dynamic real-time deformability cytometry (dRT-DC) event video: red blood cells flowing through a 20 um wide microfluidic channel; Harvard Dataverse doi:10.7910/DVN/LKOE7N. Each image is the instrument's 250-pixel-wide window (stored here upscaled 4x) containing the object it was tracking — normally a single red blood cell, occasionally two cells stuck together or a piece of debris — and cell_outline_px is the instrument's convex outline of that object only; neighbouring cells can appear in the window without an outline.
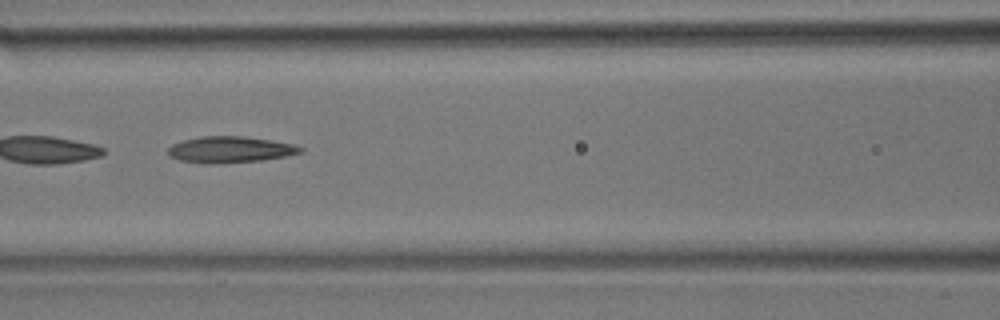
{"species": "common noctule bat (a hibernating species)", "species_latin": "Nyctalus noctula", "temperature_condition": "room temperature", "stored_images_in_passage": 44, "camera_frame_rate_fps": 3000, "um_per_image_px": 0.085, "animal": {"sex": "male", "body_mass_g": 17.9}, "frame": {"image": 1, "passage_image": 19, "time_ms": 6.0, "image_size_px": [1000, 320], "cell_outline_px": [[304, 152], [288, 156], [260, 160], [216, 164], [212, 164], [180, 160], [168, 156], [168, 148], [172, 144], [184, 140], [200, 136], [244, 136], [296, 144], [304, 148]], "centroid_in_image_um": [19.6, 12.71], "position_along_channel_um": 147.0, "area_um2": 20.4}}